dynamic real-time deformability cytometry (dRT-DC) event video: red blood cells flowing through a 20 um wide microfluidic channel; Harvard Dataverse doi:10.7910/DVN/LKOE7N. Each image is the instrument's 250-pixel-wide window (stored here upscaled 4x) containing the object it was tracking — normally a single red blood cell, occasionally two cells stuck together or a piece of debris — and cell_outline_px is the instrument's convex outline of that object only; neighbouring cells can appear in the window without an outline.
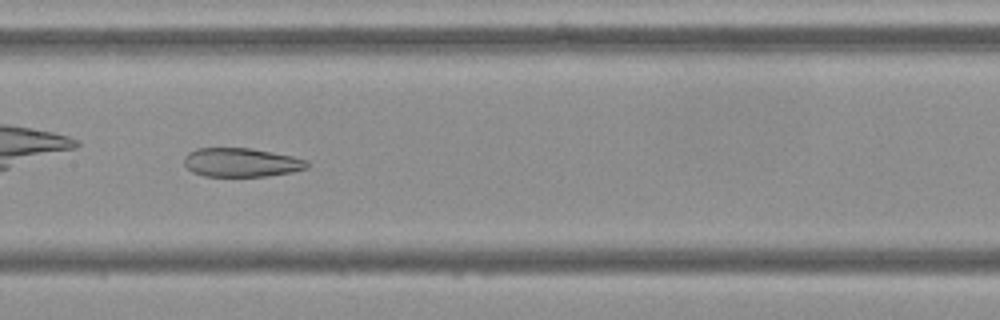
{"species": "Egyptian fruit bat (a non-hibernating species)", "species_latin": "Rousettus aegyptiacus", "temperature_condition": "cold", "stored_images_in_passage": 40, "camera_frame_rate_fps": 3000, "um_per_image_px": 0.085, "frame": {"image": 1, "passage_image": 12, "time_ms": 3.667, "image_size_px": [1000, 320], "cell_outline_px": [[308, 168], [292, 172], [268, 176], [204, 176], [192, 172], [184, 164], [184, 156], [188, 152], [196, 148], [252, 148], [292, 156], [308, 160]], "centroid_in_image_um": [20.5, 13.8], "position_along_channel_um": 186.9, "area_um2": 20.81}, "authors_computed_cell_mechanics": {"area_um2": 23.9292, "velocity_mm_per_s": 3.6718, "shape_relaxation_time_tau1_ms": null, "shape_relaxation_time_tau2_ms": 4.4106, "deformation_change_tau1": null, "deformation_change_tau2": 0.1183}}